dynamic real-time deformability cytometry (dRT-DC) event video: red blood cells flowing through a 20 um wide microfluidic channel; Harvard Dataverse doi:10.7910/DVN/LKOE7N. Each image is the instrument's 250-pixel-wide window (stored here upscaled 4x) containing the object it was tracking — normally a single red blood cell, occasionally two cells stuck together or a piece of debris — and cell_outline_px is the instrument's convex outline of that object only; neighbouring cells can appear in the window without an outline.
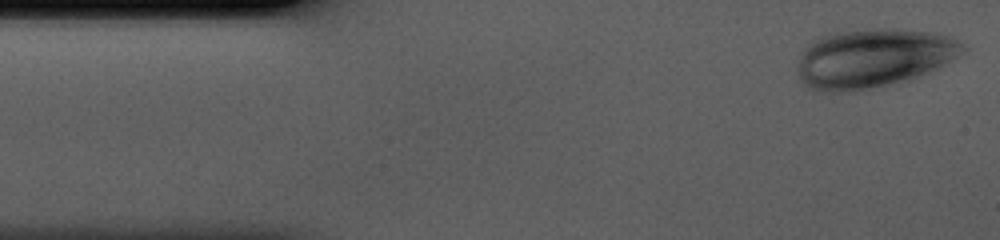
{"species": "human", "species_latin": "Homo sapiens", "temperature_condition": "cold", "stored_images_in_passage": 38, "camera_frame_rate_fps": 3000, "um_per_image_px": 0.085, "donor": {"sex": "male"}, "frame": {"image": 1, "passage_image": 1, "time_ms": 0.0, "image_size_px": [1000, 240], "cell_outline_px": [[968, 48], [956, 56], [936, 68], [928, 72], [900, 84], [856, 92], [812, 92], [800, 80], [796, 72], [804, 48], [816, 36], [840, 28], [900, 28], [932, 32], [948, 36], [956, 40]], "centroid_in_image_um": [74.14, 4.94], "position_along_channel_um": 10.9, "area_um2": 58.49}}
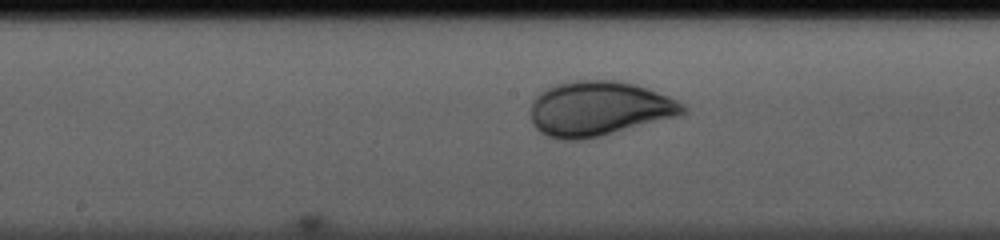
{"frame": {"image": 2, "passage_image": 20, "time_ms": 6.333, "image_size_px": [1000, 240], "cell_outline_px": [[688, 112], [680, 116], [584, 140], [560, 140], [548, 136], [540, 132], [532, 124], [532, 100], [540, 92], [556, 84], [576, 80], [616, 80], [636, 84], [648, 88], [668, 96], [684, 104], [688, 108]], "centroid_in_image_um": [50.94, 9.24], "position_along_channel_um": 197.3, "area_um2": 48.84}}
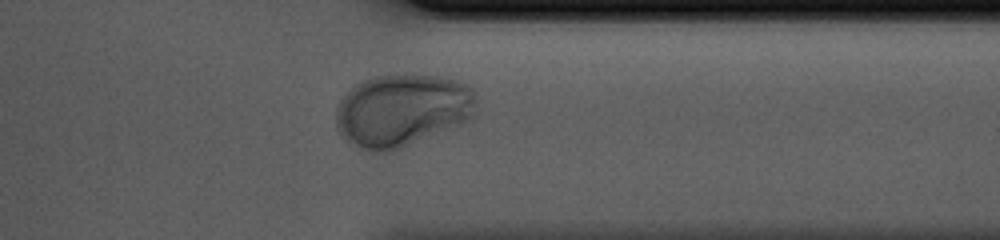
{"frame": {"image": 3, "passage_image": 33, "time_ms": 10.667, "image_size_px": [1000, 240], "cell_outline_px": [[476, 104], [472, 116], [460, 124], [392, 152], [376, 152], [348, 144], [340, 136], [336, 128], [336, 108], [340, 100], [360, 80], [372, 76], [440, 76], [460, 80], [468, 84], [472, 88], [476, 100]], "centroid_in_image_um": [34.15, 9.39], "position_along_channel_um": 377.2, "area_um2": 59.48}}